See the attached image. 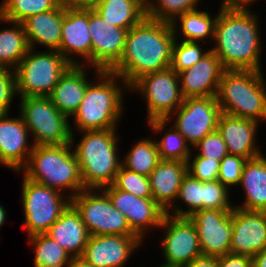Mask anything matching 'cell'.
Wrapping results in <instances>:
<instances>
[{"label": "cell", "instance_id": "1", "mask_svg": "<svg viewBox=\"0 0 266 267\" xmlns=\"http://www.w3.org/2000/svg\"><path fill=\"white\" fill-rule=\"evenodd\" d=\"M174 41L170 23L145 17L128 30L121 58L110 72L130 87L143 75L171 66Z\"/></svg>", "mask_w": 266, "mask_h": 267}, {"label": "cell", "instance_id": "2", "mask_svg": "<svg viewBox=\"0 0 266 267\" xmlns=\"http://www.w3.org/2000/svg\"><path fill=\"white\" fill-rule=\"evenodd\" d=\"M251 10H220L215 22L216 44L209 48L226 70L262 71L261 35L257 13Z\"/></svg>", "mask_w": 266, "mask_h": 267}, {"label": "cell", "instance_id": "3", "mask_svg": "<svg viewBox=\"0 0 266 267\" xmlns=\"http://www.w3.org/2000/svg\"><path fill=\"white\" fill-rule=\"evenodd\" d=\"M93 70L96 82L88 84L78 109L71 117L74 118L73 126L79 132L118 129L117 123L124 111V93L129 91V86L110 71Z\"/></svg>", "mask_w": 266, "mask_h": 267}, {"label": "cell", "instance_id": "4", "mask_svg": "<svg viewBox=\"0 0 266 267\" xmlns=\"http://www.w3.org/2000/svg\"><path fill=\"white\" fill-rule=\"evenodd\" d=\"M75 138L71 135V143L62 145L34 146L26 166L18 173L62 194L65 190L70 199L76 196L86 188L73 150Z\"/></svg>", "mask_w": 266, "mask_h": 267}, {"label": "cell", "instance_id": "5", "mask_svg": "<svg viewBox=\"0 0 266 267\" xmlns=\"http://www.w3.org/2000/svg\"><path fill=\"white\" fill-rule=\"evenodd\" d=\"M117 132V129L79 132L82 138L73 150L86 189L103 188L114 183L122 165L117 151L121 137Z\"/></svg>", "mask_w": 266, "mask_h": 267}, {"label": "cell", "instance_id": "6", "mask_svg": "<svg viewBox=\"0 0 266 267\" xmlns=\"http://www.w3.org/2000/svg\"><path fill=\"white\" fill-rule=\"evenodd\" d=\"M265 79L262 71L225 70L216 96L221 112L266 122Z\"/></svg>", "mask_w": 266, "mask_h": 267}, {"label": "cell", "instance_id": "7", "mask_svg": "<svg viewBox=\"0 0 266 267\" xmlns=\"http://www.w3.org/2000/svg\"><path fill=\"white\" fill-rule=\"evenodd\" d=\"M71 64L57 51L30 48L14 69L16 95L48 97Z\"/></svg>", "mask_w": 266, "mask_h": 267}, {"label": "cell", "instance_id": "8", "mask_svg": "<svg viewBox=\"0 0 266 267\" xmlns=\"http://www.w3.org/2000/svg\"><path fill=\"white\" fill-rule=\"evenodd\" d=\"M19 101V114L32 134L34 146L71 143V135H75L71 121L49 97H21Z\"/></svg>", "mask_w": 266, "mask_h": 267}, {"label": "cell", "instance_id": "9", "mask_svg": "<svg viewBox=\"0 0 266 267\" xmlns=\"http://www.w3.org/2000/svg\"><path fill=\"white\" fill-rule=\"evenodd\" d=\"M21 195L24 212L22 226L26 229L28 237L46 233L71 203V199L65 193L31 181L24 175Z\"/></svg>", "mask_w": 266, "mask_h": 267}, {"label": "cell", "instance_id": "10", "mask_svg": "<svg viewBox=\"0 0 266 267\" xmlns=\"http://www.w3.org/2000/svg\"><path fill=\"white\" fill-rule=\"evenodd\" d=\"M90 236L137 235L119 210L114 208L108 195L101 189H84L71 198Z\"/></svg>", "mask_w": 266, "mask_h": 267}, {"label": "cell", "instance_id": "11", "mask_svg": "<svg viewBox=\"0 0 266 267\" xmlns=\"http://www.w3.org/2000/svg\"><path fill=\"white\" fill-rule=\"evenodd\" d=\"M129 92L144 96L148 121L167 119L184 99L179 76L171 67L143 75L129 87Z\"/></svg>", "mask_w": 266, "mask_h": 267}, {"label": "cell", "instance_id": "12", "mask_svg": "<svg viewBox=\"0 0 266 267\" xmlns=\"http://www.w3.org/2000/svg\"><path fill=\"white\" fill-rule=\"evenodd\" d=\"M221 114L217 97H188L167 120L174 119L173 126L193 147L209 133L217 130ZM174 118H173V117Z\"/></svg>", "mask_w": 266, "mask_h": 267}, {"label": "cell", "instance_id": "13", "mask_svg": "<svg viewBox=\"0 0 266 267\" xmlns=\"http://www.w3.org/2000/svg\"><path fill=\"white\" fill-rule=\"evenodd\" d=\"M158 229L165 230L160 241L162 264L182 267L202 255L196 226L189 217L165 213Z\"/></svg>", "mask_w": 266, "mask_h": 267}, {"label": "cell", "instance_id": "14", "mask_svg": "<svg viewBox=\"0 0 266 267\" xmlns=\"http://www.w3.org/2000/svg\"><path fill=\"white\" fill-rule=\"evenodd\" d=\"M88 27L89 8L72 6L64 0L62 34L58 52L71 65H85L87 62L86 65L92 69V41ZM77 56L80 58L78 59Z\"/></svg>", "mask_w": 266, "mask_h": 267}, {"label": "cell", "instance_id": "15", "mask_svg": "<svg viewBox=\"0 0 266 267\" xmlns=\"http://www.w3.org/2000/svg\"><path fill=\"white\" fill-rule=\"evenodd\" d=\"M101 189L108 195L114 208L125 215L130 228L143 241L149 230L160 227L166 212L152 198L135 196L117 189L113 184Z\"/></svg>", "mask_w": 266, "mask_h": 267}, {"label": "cell", "instance_id": "16", "mask_svg": "<svg viewBox=\"0 0 266 267\" xmlns=\"http://www.w3.org/2000/svg\"><path fill=\"white\" fill-rule=\"evenodd\" d=\"M89 32L92 41V68L110 71L120 60L128 30L104 22L89 8Z\"/></svg>", "mask_w": 266, "mask_h": 267}, {"label": "cell", "instance_id": "17", "mask_svg": "<svg viewBox=\"0 0 266 267\" xmlns=\"http://www.w3.org/2000/svg\"><path fill=\"white\" fill-rule=\"evenodd\" d=\"M232 210H201L189 218L194 222L202 255L224 256L230 253Z\"/></svg>", "mask_w": 266, "mask_h": 267}, {"label": "cell", "instance_id": "18", "mask_svg": "<svg viewBox=\"0 0 266 267\" xmlns=\"http://www.w3.org/2000/svg\"><path fill=\"white\" fill-rule=\"evenodd\" d=\"M143 243L138 235H92L82 256L94 267H124Z\"/></svg>", "mask_w": 266, "mask_h": 267}, {"label": "cell", "instance_id": "19", "mask_svg": "<svg viewBox=\"0 0 266 267\" xmlns=\"http://www.w3.org/2000/svg\"><path fill=\"white\" fill-rule=\"evenodd\" d=\"M230 253L253 257L266 248V211H247L234 207Z\"/></svg>", "mask_w": 266, "mask_h": 267}, {"label": "cell", "instance_id": "20", "mask_svg": "<svg viewBox=\"0 0 266 267\" xmlns=\"http://www.w3.org/2000/svg\"><path fill=\"white\" fill-rule=\"evenodd\" d=\"M8 116H0V165L17 173L26 166L34 145L29 142L31 135L21 115Z\"/></svg>", "mask_w": 266, "mask_h": 267}, {"label": "cell", "instance_id": "21", "mask_svg": "<svg viewBox=\"0 0 266 267\" xmlns=\"http://www.w3.org/2000/svg\"><path fill=\"white\" fill-rule=\"evenodd\" d=\"M225 70L221 60L209 50L194 66L178 73L183 98L216 97Z\"/></svg>", "mask_w": 266, "mask_h": 267}, {"label": "cell", "instance_id": "22", "mask_svg": "<svg viewBox=\"0 0 266 267\" xmlns=\"http://www.w3.org/2000/svg\"><path fill=\"white\" fill-rule=\"evenodd\" d=\"M258 125L255 120L221 112L217 131L223 137L229 154L251 159L263 154L256 143Z\"/></svg>", "mask_w": 266, "mask_h": 267}, {"label": "cell", "instance_id": "23", "mask_svg": "<svg viewBox=\"0 0 266 267\" xmlns=\"http://www.w3.org/2000/svg\"><path fill=\"white\" fill-rule=\"evenodd\" d=\"M188 174L187 162L160 160L148 176L152 199L167 212L177 202L180 186Z\"/></svg>", "mask_w": 266, "mask_h": 267}, {"label": "cell", "instance_id": "24", "mask_svg": "<svg viewBox=\"0 0 266 267\" xmlns=\"http://www.w3.org/2000/svg\"><path fill=\"white\" fill-rule=\"evenodd\" d=\"M87 67L89 66L70 65L48 96L53 105L70 120L78 109L86 88L91 82L87 77Z\"/></svg>", "mask_w": 266, "mask_h": 267}, {"label": "cell", "instance_id": "25", "mask_svg": "<svg viewBox=\"0 0 266 267\" xmlns=\"http://www.w3.org/2000/svg\"><path fill=\"white\" fill-rule=\"evenodd\" d=\"M71 257L82 256L90 234L79 212L70 203L46 232Z\"/></svg>", "mask_w": 266, "mask_h": 267}, {"label": "cell", "instance_id": "26", "mask_svg": "<svg viewBox=\"0 0 266 267\" xmlns=\"http://www.w3.org/2000/svg\"><path fill=\"white\" fill-rule=\"evenodd\" d=\"M63 23V2L55 9L30 16L22 22L29 47L59 50Z\"/></svg>", "mask_w": 266, "mask_h": 267}, {"label": "cell", "instance_id": "27", "mask_svg": "<svg viewBox=\"0 0 266 267\" xmlns=\"http://www.w3.org/2000/svg\"><path fill=\"white\" fill-rule=\"evenodd\" d=\"M244 200L234 207L247 211H266V155L247 159L240 184Z\"/></svg>", "mask_w": 266, "mask_h": 267}, {"label": "cell", "instance_id": "28", "mask_svg": "<svg viewBox=\"0 0 266 267\" xmlns=\"http://www.w3.org/2000/svg\"><path fill=\"white\" fill-rule=\"evenodd\" d=\"M147 122L150 131L152 130L155 135L164 133L160 140H155L161 160L187 162L190 155H193L192 147L184 136L172 124L166 128L170 124L167 119H153Z\"/></svg>", "mask_w": 266, "mask_h": 267}, {"label": "cell", "instance_id": "29", "mask_svg": "<svg viewBox=\"0 0 266 267\" xmlns=\"http://www.w3.org/2000/svg\"><path fill=\"white\" fill-rule=\"evenodd\" d=\"M216 19L217 15L212 17L207 11H200L199 8L182 14L171 25L175 38L181 33V41L201 42L208 38L212 41Z\"/></svg>", "mask_w": 266, "mask_h": 267}, {"label": "cell", "instance_id": "30", "mask_svg": "<svg viewBox=\"0 0 266 267\" xmlns=\"http://www.w3.org/2000/svg\"><path fill=\"white\" fill-rule=\"evenodd\" d=\"M93 9L107 24L126 30L146 17V12L132 0H101Z\"/></svg>", "mask_w": 266, "mask_h": 267}, {"label": "cell", "instance_id": "31", "mask_svg": "<svg viewBox=\"0 0 266 267\" xmlns=\"http://www.w3.org/2000/svg\"><path fill=\"white\" fill-rule=\"evenodd\" d=\"M1 22L10 26L0 29V63L14 70L30 47L22 23L10 22L0 17Z\"/></svg>", "mask_w": 266, "mask_h": 267}, {"label": "cell", "instance_id": "32", "mask_svg": "<svg viewBox=\"0 0 266 267\" xmlns=\"http://www.w3.org/2000/svg\"><path fill=\"white\" fill-rule=\"evenodd\" d=\"M122 158H124L121 160L124 168L147 177L161 160L157 144L151 138L137 140Z\"/></svg>", "mask_w": 266, "mask_h": 267}, {"label": "cell", "instance_id": "33", "mask_svg": "<svg viewBox=\"0 0 266 267\" xmlns=\"http://www.w3.org/2000/svg\"><path fill=\"white\" fill-rule=\"evenodd\" d=\"M28 239L31 250L34 249V267H65L72 258L46 233L34 234Z\"/></svg>", "mask_w": 266, "mask_h": 267}, {"label": "cell", "instance_id": "34", "mask_svg": "<svg viewBox=\"0 0 266 267\" xmlns=\"http://www.w3.org/2000/svg\"><path fill=\"white\" fill-rule=\"evenodd\" d=\"M64 0H2L0 17L4 20L22 23L32 15L57 8Z\"/></svg>", "mask_w": 266, "mask_h": 267}, {"label": "cell", "instance_id": "35", "mask_svg": "<svg viewBox=\"0 0 266 267\" xmlns=\"http://www.w3.org/2000/svg\"><path fill=\"white\" fill-rule=\"evenodd\" d=\"M178 199L179 202L181 200L180 203L183 202L182 205L186 204L187 208L182 209V205L177 202L166 213L177 217H190L203 210V182L187 174L180 186L177 201Z\"/></svg>", "mask_w": 266, "mask_h": 267}, {"label": "cell", "instance_id": "36", "mask_svg": "<svg viewBox=\"0 0 266 267\" xmlns=\"http://www.w3.org/2000/svg\"><path fill=\"white\" fill-rule=\"evenodd\" d=\"M199 1L201 0H153L146 17L171 24L182 14L198 9Z\"/></svg>", "mask_w": 266, "mask_h": 267}, {"label": "cell", "instance_id": "37", "mask_svg": "<svg viewBox=\"0 0 266 267\" xmlns=\"http://www.w3.org/2000/svg\"><path fill=\"white\" fill-rule=\"evenodd\" d=\"M178 40V38H175V41L173 43L172 62L170 66L177 74L187 68L194 66L210 50H205V48H202L200 46V42Z\"/></svg>", "mask_w": 266, "mask_h": 267}, {"label": "cell", "instance_id": "38", "mask_svg": "<svg viewBox=\"0 0 266 267\" xmlns=\"http://www.w3.org/2000/svg\"><path fill=\"white\" fill-rule=\"evenodd\" d=\"M113 185L124 192L141 198H152L149 178L124 168L122 165L116 174Z\"/></svg>", "mask_w": 266, "mask_h": 267}, {"label": "cell", "instance_id": "39", "mask_svg": "<svg viewBox=\"0 0 266 267\" xmlns=\"http://www.w3.org/2000/svg\"><path fill=\"white\" fill-rule=\"evenodd\" d=\"M230 191L219 180L203 182V210H233Z\"/></svg>", "mask_w": 266, "mask_h": 267}, {"label": "cell", "instance_id": "40", "mask_svg": "<svg viewBox=\"0 0 266 267\" xmlns=\"http://www.w3.org/2000/svg\"><path fill=\"white\" fill-rule=\"evenodd\" d=\"M247 159L233 154H227L220 162L218 180L229 190L240 184L242 172Z\"/></svg>", "mask_w": 266, "mask_h": 267}, {"label": "cell", "instance_id": "41", "mask_svg": "<svg viewBox=\"0 0 266 267\" xmlns=\"http://www.w3.org/2000/svg\"><path fill=\"white\" fill-rule=\"evenodd\" d=\"M195 156H201L211 160L220 161L229 154L226 143L220 133L215 130L206 135L192 147V151H198Z\"/></svg>", "mask_w": 266, "mask_h": 267}, {"label": "cell", "instance_id": "42", "mask_svg": "<svg viewBox=\"0 0 266 267\" xmlns=\"http://www.w3.org/2000/svg\"><path fill=\"white\" fill-rule=\"evenodd\" d=\"M187 164L188 174L193 178L202 182L218 180L220 161L190 155Z\"/></svg>", "mask_w": 266, "mask_h": 267}, {"label": "cell", "instance_id": "43", "mask_svg": "<svg viewBox=\"0 0 266 267\" xmlns=\"http://www.w3.org/2000/svg\"><path fill=\"white\" fill-rule=\"evenodd\" d=\"M16 95L15 72L11 68L0 69V116L10 114V106Z\"/></svg>", "mask_w": 266, "mask_h": 267}, {"label": "cell", "instance_id": "44", "mask_svg": "<svg viewBox=\"0 0 266 267\" xmlns=\"http://www.w3.org/2000/svg\"><path fill=\"white\" fill-rule=\"evenodd\" d=\"M217 267H252V257L228 253L217 257Z\"/></svg>", "mask_w": 266, "mask_h": 267}, {"label": "cell", "instance_id": "45", "mask_svg": "<svg viewBox=\"0 0 266 267\" xmlns=\"http://www.w3.org/2000/svg\"><path fill=\"white\" fill-rule=\"evenodd\" d=\"M256 0H222L220 10H250ZM251 3V4H250Z\"/></svg>", "mask_w": 266, "mask_h": 267}, {"label": "cell", "instance_id": "46", "mask_svg": "<svg viewBox=\"0 0 266 267\" xmlns=\"http://www.w3.org/2000/svg\"><path fill=\"white\" fill-rule=\"evenodd\" d=\"M182 267H217V257L201 255Z\"/></svg>", "mask_w": 266, "mask_h": 267}, {"label": "cell", "instance_id": "47", "mask_svg": "<svg viewBox=\"0 0 266 267\" xmlns=\"http://www.w3.org/2000/svg\"><path fill=\"white\" fill-rule=\"evenodd\" d=\"M65 267H94L83 256L72 257Z\"/></svg>", "mask_w": 266, "mask_h": 267}, {"label": "cell", "instance_id": "48", "mask_svg": "<svg viewBox=\"0 0 266 267\" xmlns=\"http://www.w3.org/2000/svg\"><path fill=\"white\" fill-rule=\"evenodd\" d=\"M252 267H266V248L252 257Z\"/></svg>", "mask_w": 266, "mask_h": 267}, {"label": "cell", "instance_id": "49", "mask_svg": "<svg viewBox=\"0 0 266 267\" xmlns=\"http://www.w3.org/2000/svg\"><path fill=\"white\" fill-rule=\"evenodd\" d=\"M101 0H66L69 5L76 7L93 8Z\"/></svg>", "mask_w": 266, "mask_h": 267}, {"label": "cell", "instance_id": "50", "mask_svg": "<svg viewBox=\"0 0 266 267\" xmlns=\"http://www.w3.org/2000/svg\"><path fill=\"white\" fill-rule=\"evenodd\" d=\"M132 1H134L138 6H140L145 12L148 11L153 2V0H132Z\"/></svg>", "mask_w": 266, "mask_h": 267}, {"label": "cell", "instance_id": "51", "mask_svg": "<svg viewBox=\"0 0 266 267\" xmlns=\"http://www.w3.org/2000/svg\"><path fill=\"white\" fill-rule=\"evenodd\" d=\"M6 214H7L6 209L4 208V206L0 204V228L2 227V225H4L5 221L7 220Z\"/></svg>", "mask_w": 266, "mask_h": 267}, {"label": "cell", "instance_id": "52", "mask_svg": "<svg viewBox=\"0 0 266 267\" xmlns=\"http://www.w3.org/2000/svg\"><path fill=\"white\" fill-rule=\"evenodd\" d=\"M158 267H178V266H168V265L161 264V265L158 266Z\"/></svg>", "mask_w": 266, "mask_h": 267}]
</instances>
